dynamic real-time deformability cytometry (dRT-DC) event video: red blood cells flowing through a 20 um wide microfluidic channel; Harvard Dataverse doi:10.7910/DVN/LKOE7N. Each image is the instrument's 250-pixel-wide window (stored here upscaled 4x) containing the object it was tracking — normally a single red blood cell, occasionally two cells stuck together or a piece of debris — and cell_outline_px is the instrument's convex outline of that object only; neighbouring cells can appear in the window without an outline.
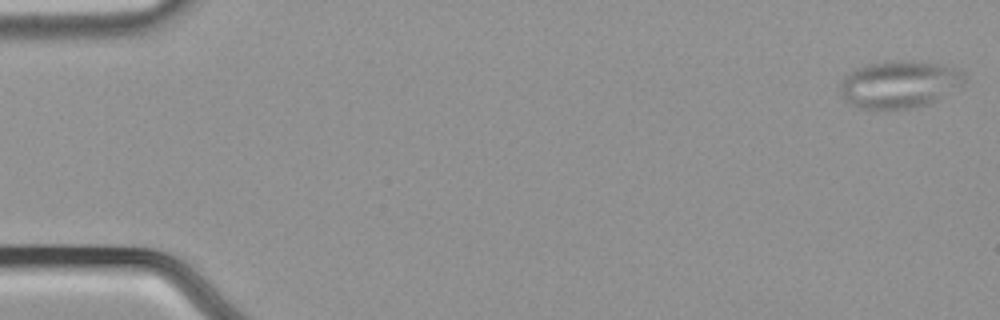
{"species": "common noctule bat (a hibernating species)", "species_latin": "Nyctalus noctula", "temperature_condition": "cold", "stored_images_in_passage": 54, "camera_frame_rate_fps": 3000, "um_per_image_px": 0.085, "animal": {"sex": "male", "body_mass_g": 21.5, "forearm_length_mm": 52.0}, "frame": {"image": 1, "passage_image": 1, "time_ms": 0.0, "image_size_px": [1000, 320], "cell_outline_px": [[968, 76], [964, 84], [936, 100], [928, 104], [916, 108], [860, 108], [844, 100], [840, 96], [840, 84], [844, 76], [848, 72], [856, 68], [868, 64], [888, 60], [900, 60], [940, 64], [964, 72]], "centroid_in_image_um": [76.43, 7.16], "position_along_channel_um": 8.6, "area_um2": 34.33}}
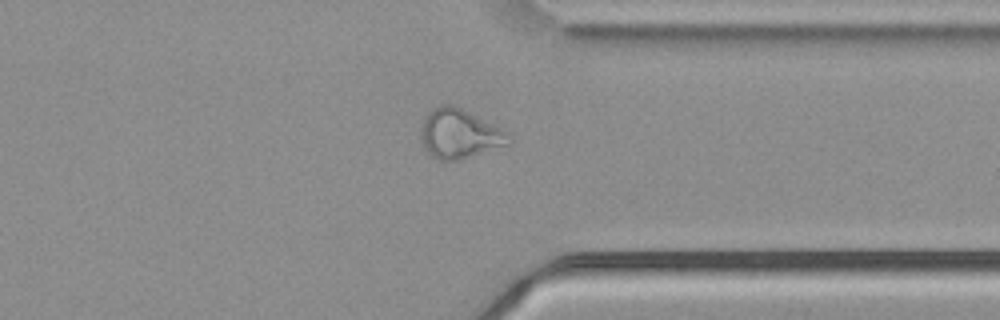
{"frame": {"image": 2, "passage_image": 42, "time_ms": 13.667, "image_size_px": [1000, 320], "cell_outline_px": [[512, 140], [508, 144], [456, 160], [440, 160], [432, 156], [424, 148], [424, 116], [432, 108], [440, 104], [452, 104], [508, 132], [512, 136]], "centroid_in_image_um": [39.08, 11.36], "position_along_channel_um": 372.3, "area_um2": 24.39}}
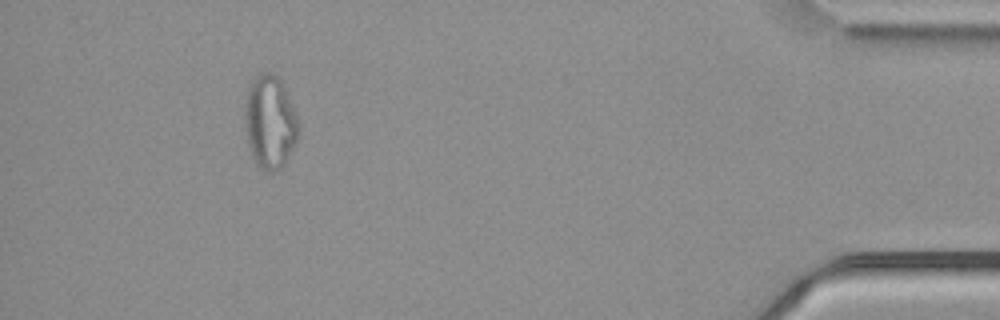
{"frame": {"image": 3, "passage_image": 50, "time_ms": 16.333, "image_size_px": [1000, 320], "cell_outline_px": [[300, 132], [296, 140], [280, 168], [272, 172], [268, 172], [260, 168], [256, 164], [252, 156], [248, 144], [244, 120], [244, 104], [248, 88], [252, 80], [260, 72], [272, 72], [280, 76], [296, 116], [300, 128]], "centroid_in_image_um": [22.92, 10.32], "position_along_channel_um": 412.3, "area_um2": 29.19}, "authors_computed_cell_mechanics": {"area_um2": 27.7151, "velocity_mm_per_s": 3.763, "shape_relaxation_time_tau1_ms": null, "shape_relaxation_time_tau2_ms": 1.6286, "deformation_change_tau1": null, "deformation_change_tau2": 0.0888}}